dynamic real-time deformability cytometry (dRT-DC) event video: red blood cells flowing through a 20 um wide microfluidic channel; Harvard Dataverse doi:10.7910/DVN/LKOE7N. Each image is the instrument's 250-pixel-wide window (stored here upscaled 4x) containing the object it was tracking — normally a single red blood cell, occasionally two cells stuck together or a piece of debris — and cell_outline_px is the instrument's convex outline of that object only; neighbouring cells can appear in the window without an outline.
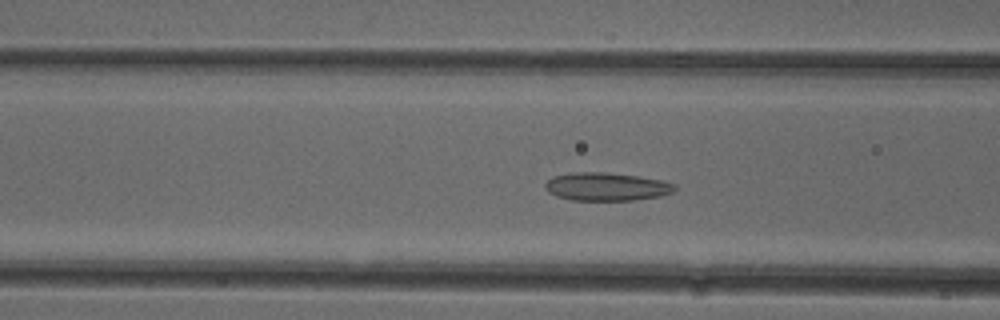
{"species": "common noctule bat (a hibernating species)", "species_latin": "Nyctalus noctula", "temperature_condition": "cold", "stored_images_in_passage": 51, "camera_frame_rate_fps": 3000, "um_per_image_px": 0.085, "animal": {"sex": "female"}, "frame": {"image": 1, "passage_image": 19, "time_ms": 6.0, "image_size_px": [1000, 320], "cell_outline_px": [[676, 188], [672, 192], [660, 196], [632, 200], [572, 200], [556, 196], [548, 192], [544, 188], [544, 184], [552, 176], [572, 172], [604, 172], [640, 176], [660, 180], [676, 184]], "centroid_in_image_um": [51.52, 15.86], "position_along_channel_um": 115.1, "area_um2": 21.33}}
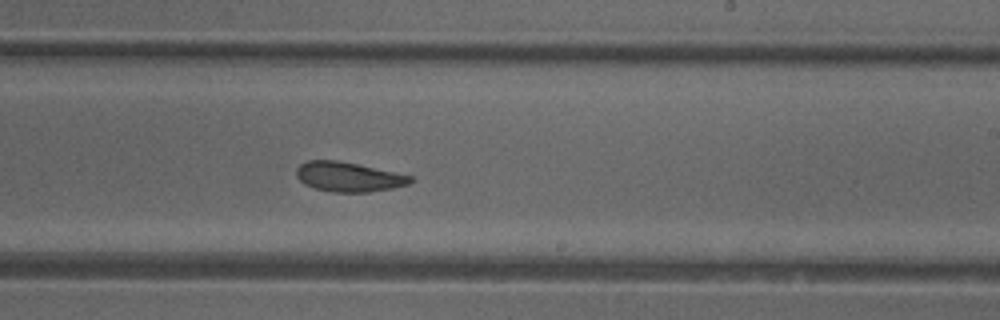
{"frame": {"image": 2, "passage_image": 30, "time_ms": 9.667, "image_size_px": [1000, 320], "cell_outline_px": [[416, 180], [408, 184], [392, 188], [368, 192], [332, 192], [312, 188], [304, 184], [296, 176], [296, 168], [300, 164], [308, 160], [336, 160], [356, 164], [412, 176]], "centroid_in_image_um": [29.59, 15.04], "position_along_channel_um": 259.4, "area_um2": 19.65}}
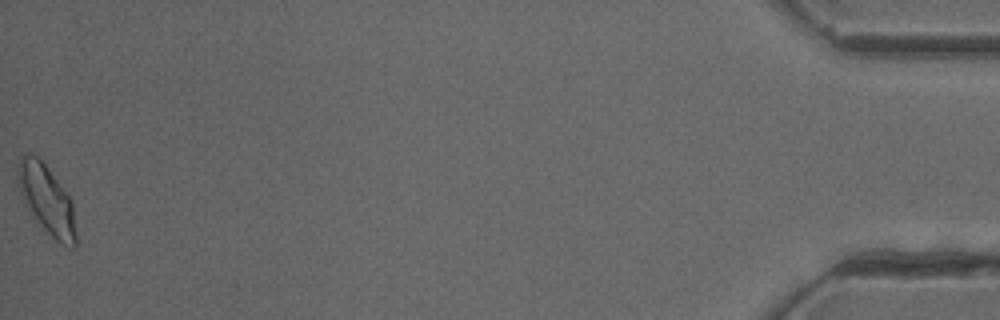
{"frame": {"image": 3, "passage_image": 51, "time_ms": 16.667, "image_size_px": [1000, 320], "cell_outline_px": [[76, 248], [68, 248], [60, 244], [44, 228], [24, 204], [20, 192], [16, 176], [16, 168], [20, 156], [28, 152], [36, 156], [44, 164], [72, 200], [76, 236]], "centroid_in_image_um": [3.95, 16.96], "position_along_channel_um": 431.2, "area_um2": 23.24}, "authors_computed_cell_mechanics": {"area_um2": 20.808, "velocity_mm_per_s": 3.9395, "shape_relaxation_time_tau1_ms": null, "shape_relaxation_time_tau2_ms": 2.4586, "deformation_change_tau1": null, "deformation_change_tau2": 0.0775}}